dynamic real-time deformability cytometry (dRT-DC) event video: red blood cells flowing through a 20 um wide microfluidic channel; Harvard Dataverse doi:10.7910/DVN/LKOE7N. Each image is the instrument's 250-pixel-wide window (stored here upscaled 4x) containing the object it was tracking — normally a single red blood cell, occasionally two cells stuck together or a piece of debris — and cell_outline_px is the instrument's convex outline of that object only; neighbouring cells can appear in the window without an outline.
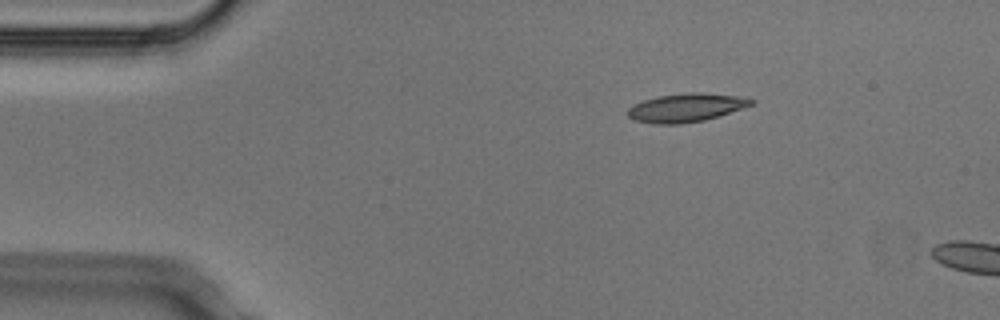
{"species": "Egyptian fruit bat (a non-hibernating species)", "species_latin": "Rousettus aegyptiacus", "temperature_condition": "cold", "stored_images_in_passage": 3, "camera_frame_rate_fps": 3000, "um_per_image_px": 0.085, "animal": {"sex": "male"}, "frame": {"image": 1, "passage_image": 2, "time_ms": 0.333, "image_size_px": [1000, 320], "cell_outline_px": [[752, 104], [704, 120], [680, 124], [652, 124], [636, 120], [628, 116], [628, 108], [632, 104], [644, 100], [660, 96], [688, 92], [700, 92], [736, 96], [752, 100]], "centroid_in_image_um": [58.22, 9.15], "position_along_channel_um": 26.8, "area_um2": 20.0}}